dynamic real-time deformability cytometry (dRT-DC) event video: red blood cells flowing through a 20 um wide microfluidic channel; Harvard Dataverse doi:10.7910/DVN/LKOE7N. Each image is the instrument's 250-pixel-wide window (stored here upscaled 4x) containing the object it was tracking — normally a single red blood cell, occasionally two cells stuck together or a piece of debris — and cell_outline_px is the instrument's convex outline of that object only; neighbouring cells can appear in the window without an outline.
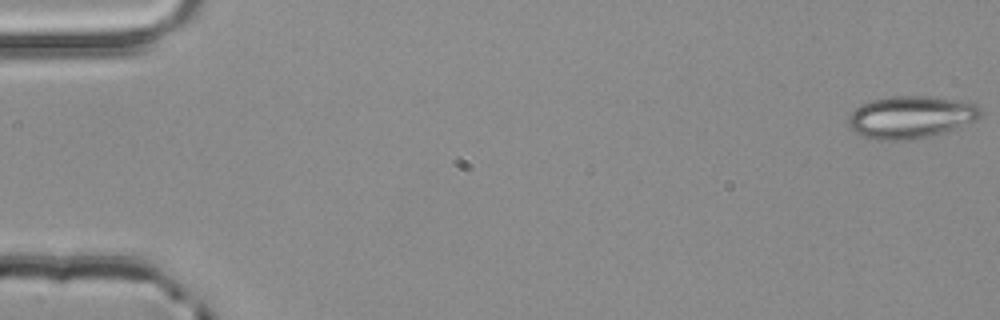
{"species": "common noctule bat (a hibernating species)", "species_latin": "Nyctalus noctula", "temperature_condition": "room temperature", "stored_images_in_passage": 54, "camera_frame_rate_fps": 3000, "um_per_image_px": 0.085, "animal": {"sex": "male", "body_mass_g": 20.4}, "frame": {"image": 1, "passage_image": 1, "time_ms": 0.0, "image_size_px": [1000, 320], "cell_outline_px": [[980, 116], [956, 128], [944, 132], [928, 136], [904, 140], [880, 140], [864, 136], [856, 132], [848, 124], [848, 116], [856, 108], [872, 100], [892, 96], [924, 96], [960, 100], [976, 104], [980, 108]], "centroid_in_image_um": [77.4, 9.94], "position_along_channel_um": 7.6, "area_um2": 32.02}}
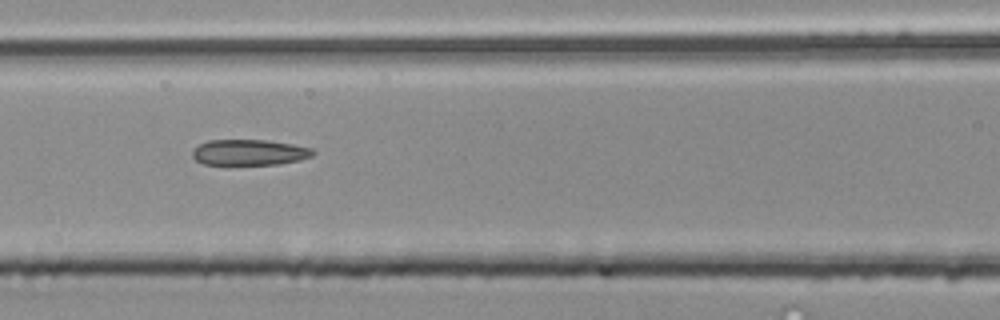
{"frame": {"image": 2, "passage_image": 24, "time_ms": 7.667, "image_size_px": [1000, 320], "cell_outline_px": [[316, 152], [312, 156], [300, 160], [280, 164], [228, 168], [224, 168], [204, 164], [196, 160], [192, 156], [192, 152], [200, 144], [208, 140], [268, 140], [292, 144], [312, 148]], "centroid_in_image_um": [21.16, 13.01], "position_along_channel_um": 145.4, "area_um2": 19.19}}
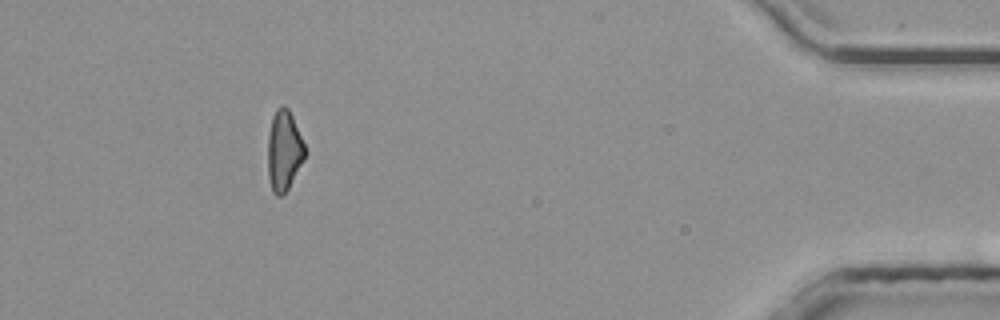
{"frame": {"image": 3, "passage_image": 49, "time_ms": 16.0, "image_size_px": [1000, 320], "cell_outline_px": [[308, 152], [304, 160], [288, 188], [280, 196], [276, 196], [272, 192], [268, 176], [268, 136], [272, 116], [276, 108], [284, 104], [288, 108], [292, 116]], "centroid_in_image_um": [24.14, 12.79], "position_along_channel_um": 411.1, "area_um2": 17.51}, "authors_computed_cell_mechanics": {"area_um2": 18.8139, "velocity_mm_per_s": 3.9346, "shape_relaxation_time_tau1_ms": null, "shape_relaxation_time_tau2_ms": 4.0954, "deformation_change_tau1": null, "deformation_change_tau2": 0.1314}}